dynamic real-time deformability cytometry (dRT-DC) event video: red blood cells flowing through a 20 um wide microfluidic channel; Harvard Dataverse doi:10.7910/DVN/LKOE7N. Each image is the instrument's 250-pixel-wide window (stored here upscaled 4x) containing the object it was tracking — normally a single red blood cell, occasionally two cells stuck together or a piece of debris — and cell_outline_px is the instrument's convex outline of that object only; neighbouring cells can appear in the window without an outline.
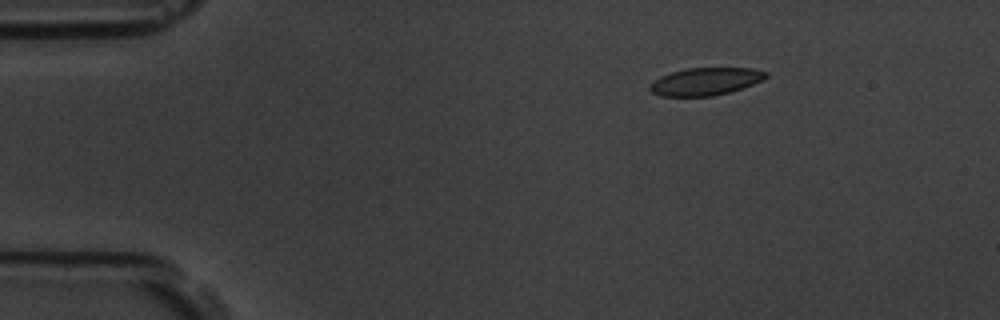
{"species": "common noctule bat (a hibernating species)", "species_latin": "Nyctalus noctula", "temperature_condition": "room temperature", "stored_images_in_passage": 4, "camera_frame_rate_fps": 3000, "um_per_image_px": 0.085, "animal": {"sex": "male", "body_mass_g": 19.5, "forearm_length_mm": 54.6}, "frame": {"image": 1, "passage_image": 4, "time_ms": 4.333, "image_size_px": [1000, 320], "cell_outline_px": [[768, 76], [764, 80], [728, 92], [712, 96], [660, 96], [652, 92], [648, 88], [660, 76], [672, 72], [688, 68], [752, 68], [768, 72]], "centroid_in_image_um": [59.98, 6.92], "position_along_channel_um": 25.0, "area_um2": 18.44}}